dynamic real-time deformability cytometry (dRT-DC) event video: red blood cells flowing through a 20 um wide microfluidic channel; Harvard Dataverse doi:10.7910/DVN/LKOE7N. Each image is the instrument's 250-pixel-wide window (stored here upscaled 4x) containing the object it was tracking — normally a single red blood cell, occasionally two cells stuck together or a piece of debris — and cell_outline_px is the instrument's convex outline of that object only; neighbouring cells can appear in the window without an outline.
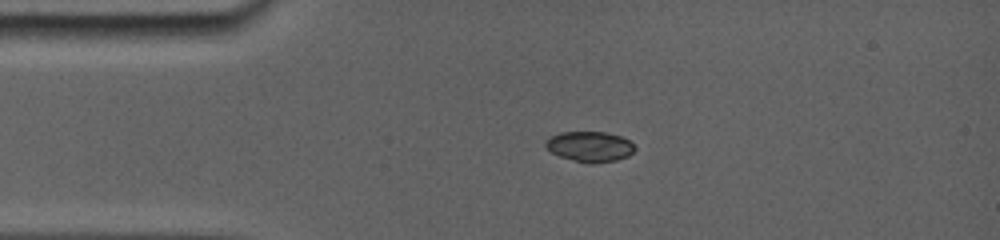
{"species": "common noctule bat (a hibernating species)", "species_latin": "Nyctalus noctula", "temperature_condition": "room temperature", "stored_images_in_passage": 11, "camera_frame_rate_fps": 5000, "um_per_image_px": 0.085, "animal": {"sex": "female", "body_mass_g": 19.0, "forearm_length_mm": 56.7}, "frame": {"image": 1, "passage_image": 7, "time_ms": 3.4, "image_size_px": [1000, 240], "cell_outline_px": [[632, 152], [628, 156], [616, 160], [576, 160], [560, 156], [552, 152], [548, 148], [548, 140], [552, 136], [564, 132], [600, 132], [620, 136], [628, 140], [632, 144]], "centroid_in_image_um": [50.14, 12.41], "position_along_channel_um": 34.9, "area_um2": 14.51}}
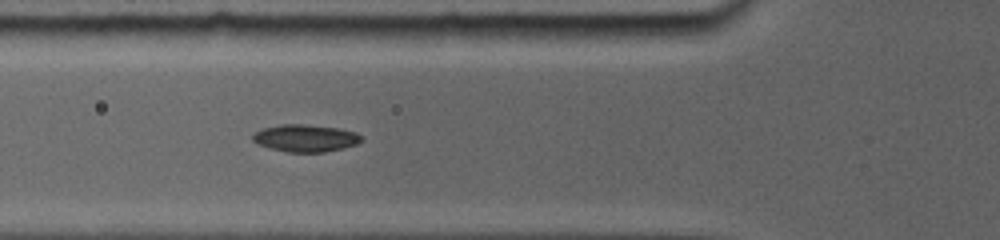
{"frame": {"image": 2, "passage_image": 10, "time_ms": 5.8, "image_size_px": [1000, 240], "cell_outline_px": [[360, 140], [356, 144], [324, 152], [288, 152], [272, 148], [260, 144], [252, 140], [252, 136], [256, 132], [264, 128], [284, 124], [300, 124], [336, 128], [356, 132], [360, 136]], "centroid_in_image_um": [25.94, 11.74], "position_along_channel_um": 99.9, "area_um2": 16.7}}
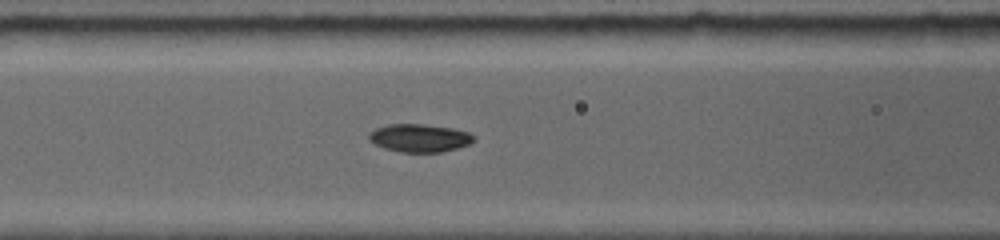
{"frame": {"image": 3, "passage_image": 11, "time_ms": 6.6, "image_size_px": [1000, 240], "cell_outline_px": [[472, 140], [468, 144], [456, 148], [440, 152], [404, 152], [388, 148], [376, 144], [368, 136], [376, 128], [388, 124], [420, 124], [448, 128], [468, 132], [472, 136]], "centroid_in_image_um": [35.65, 11.72], "position_along_channel_um": 131.0, "area_um2": 16.36}}